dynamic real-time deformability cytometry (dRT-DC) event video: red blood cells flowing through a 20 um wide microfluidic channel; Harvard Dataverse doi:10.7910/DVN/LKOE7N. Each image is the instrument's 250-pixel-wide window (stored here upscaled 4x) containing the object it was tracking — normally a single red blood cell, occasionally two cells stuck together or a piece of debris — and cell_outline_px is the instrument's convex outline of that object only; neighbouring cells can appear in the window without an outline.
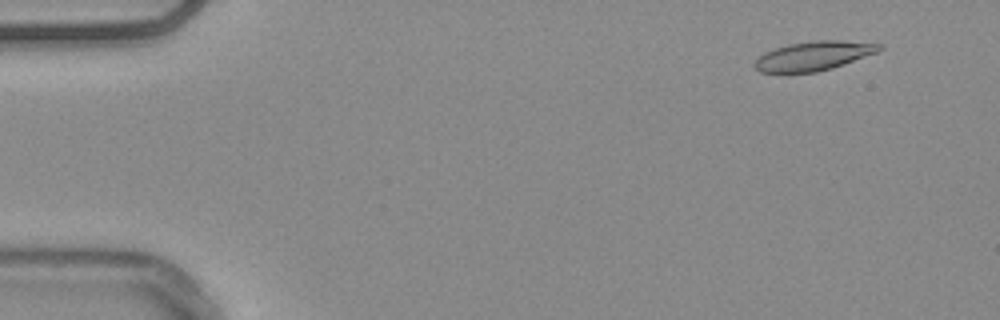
{"species": "common noctule bat (a hibernating species)", "species_latin": "Nyctalus noctula", "temperature_condition": "warm", "stored_images_in_passage": 45, "camera_frame_rate_fps": 3000, "um_per_image_px": 0.085, "animal": {"sex": "male", "body_mass_g": 20.4}, "frame": {"image": 1, "passage_image": 5, "time_ms": 1.333, "image_size_px": [1000, 320], "cell_outline_px": [[884, 48], [880, 52], [832, 68], [816, 72], [788, 76], [760, 72], [752, 64], [764, 52], [788, 44], [816, 40], [840, 40], [884, 44]], "centroid_in_image_um": [69.14, 4.79], "position_along_channel_um": 15.9, "area_um2": 22.08}}
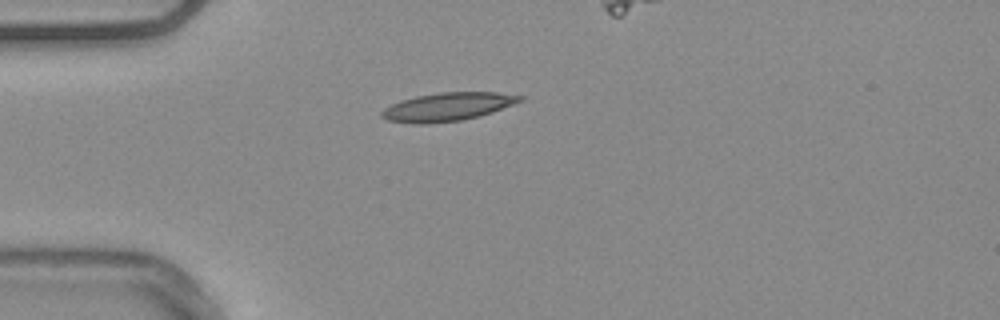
{"frame": {"image": 2, "passage_image": 15, "time_ms": 4.667, "image_size_px": [1000, 320], "cell_outline_px": [[524, 100], [492, 112], [480, 116], [460, 120], [428, 124], [412, 124], [388, 120], [380, 116], [380, 112], [384, 108], [400, 100], [416, 96], [440, 92], [496, 92], [524, 96]], "centroid_in_image_um": [38.03, 9.08], "position_along_channel_um": 47.0, "area_um2": 22.89}}
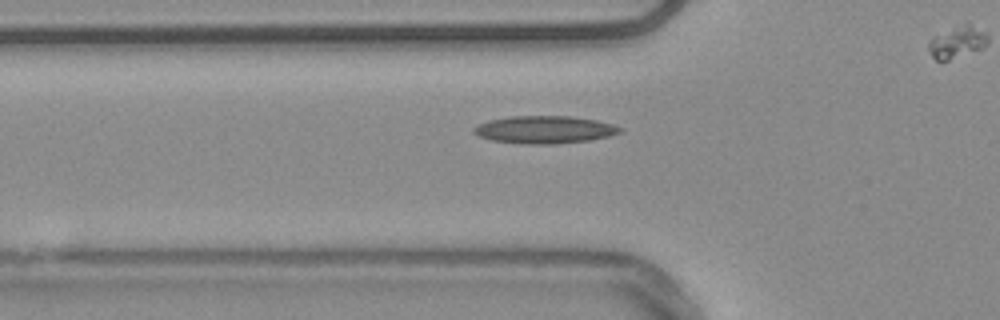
{"frame": {"image": 3, "passage_image": 19, "time_ms": 6.0, "image_size_px": [1000, 320], "cell_outline_px": [[624, 128], [620, 132], [608, 136], [588, 140], [556, 144], [524, 144], [492, 140], [480, 136], [472, 132], [472, 128], [488, 120], [512, 116], [572, 116], [596, 120], [612, 124]], "centroid_in_image_um": [46.28, 11.02], "position_along_channel_um": 79.5, "area_um2": 23.41}}